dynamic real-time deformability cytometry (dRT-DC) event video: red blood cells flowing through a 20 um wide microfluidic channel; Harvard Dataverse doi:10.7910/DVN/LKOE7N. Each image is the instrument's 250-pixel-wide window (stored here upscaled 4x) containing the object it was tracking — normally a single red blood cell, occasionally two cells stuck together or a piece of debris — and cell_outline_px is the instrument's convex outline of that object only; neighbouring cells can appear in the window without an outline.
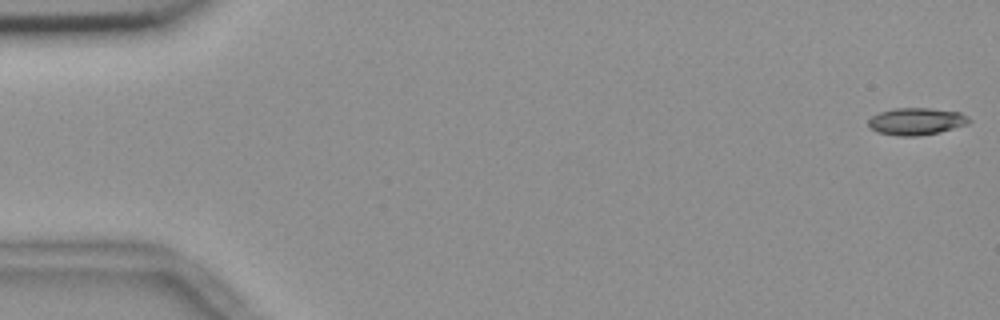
{"species": "common noctule bat (a hibernating species)", "species_latin": "Nyctalus noctula", "temperature_condition": "room temperature", "stored_images_in_passage": 55, "camera_frame_rate_fps": 3000, "um_per_image_px": 0.085, "animal": {"sex": "female", "body_mass_g": 18.4}, "frame": {"image": 1, "passage_image": 1, "time_ms": 0.0, "image_size_px": [1000, 320], "cell_outline_px": [[972, 120], [968, 124], [940, 132], [916, 136], [900, 136], [876, 132], [868, 124], [868, 120], [872, 116], [880, 112], [896, 108], [928, 108], [960, 112], [968, 116]], "centroid_in_image_um": [77.91, 10.32], "position_along_channel_um": 7.1, "area_um2": 15.9}}
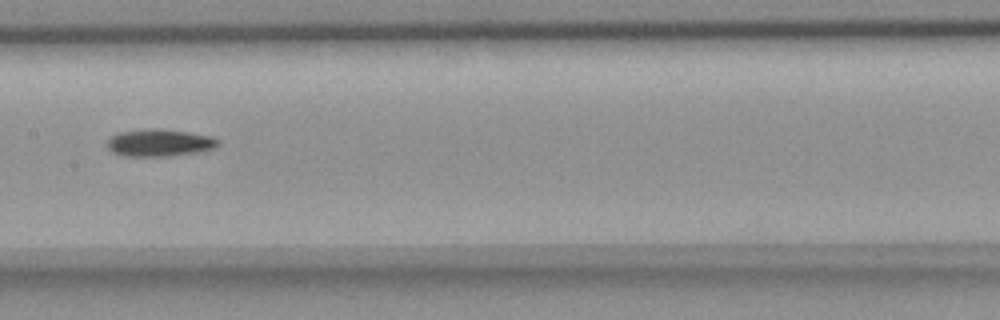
{"frame": {"image": 2, "passage_image": 28, "time_ms": 9.0, "image_size_px": [1000, 320], "cell_outline_px": [[216, 148], [196, 152], [168, 156], [124, 156], [112, 152], [108, 148], [108, 140], [116, 132], [156, 128], [188, 132], [212, 136], [216, 140]], "centroid_in_image_um": [13.51, 12.13], "position_along_channel_um": 193.9, "area_um2": 17.4}}
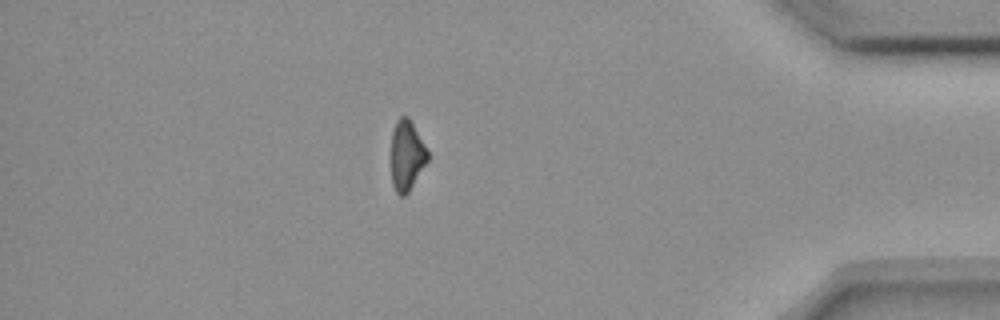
{"frame": {"image": 3, "passage_image": 48, "time_ms": 15.667, "image_size_px": [1000, 320], "cell_outline_px": [[428, 160], [408, 192], [404, 196], [400, 196], [396, 192], [392, 184], [392, 132], [396, 120], [400, 116], [408, 116], [428, 152]], "centroid_in_image_um": [34.56, 13.21], "position_along_channel_um": 400.6, "area_um2": 14.62}, "authors_computed_cell_mechanics": {"area_um2": 16.2996, "velocity_mm_per_s": 3.7024, "shape_relaxation_time_tau1_ms": 10.3357, "shape_relaxation_time_tau2_ms": null, "deformation_change_tau1": 0.1758, "deformation_change_tau2": null}}